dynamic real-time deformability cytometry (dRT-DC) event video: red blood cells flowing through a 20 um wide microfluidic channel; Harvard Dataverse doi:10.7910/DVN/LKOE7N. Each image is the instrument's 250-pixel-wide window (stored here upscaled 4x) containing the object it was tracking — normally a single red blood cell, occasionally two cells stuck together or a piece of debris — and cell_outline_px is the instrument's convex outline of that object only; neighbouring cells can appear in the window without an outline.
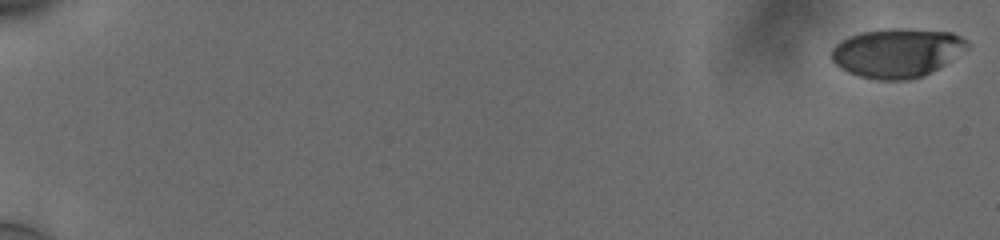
{"species": "human", "species_latin": "Homo sapiens", "temperature_condition": "cold", "stored_images_in_passage": 58, "camera_frame_rate_fps": 3000, "um_per_image_px": 0.085, "donor": {"sex": "male"}, "frame": {"image": 1, "passage_image": 1, "time_ms": 0.0, "image_size_px": [1000, 240], "cell_outline_px": [[972, 44], [968, 48], [944, 64], [924, 76], [908, 80], [876, 80], [860, 76], [848, 72], [840, 68], [832, 60], [832, 48], [840, 40], [848, 36], [860, 32], [888, 28], [900, 28], [952, 32], [968, 40]], "centroid_in_image_um": [76.25, 4.48], "position_along_channel_um": 8.8, "area_um2": 39.02}}
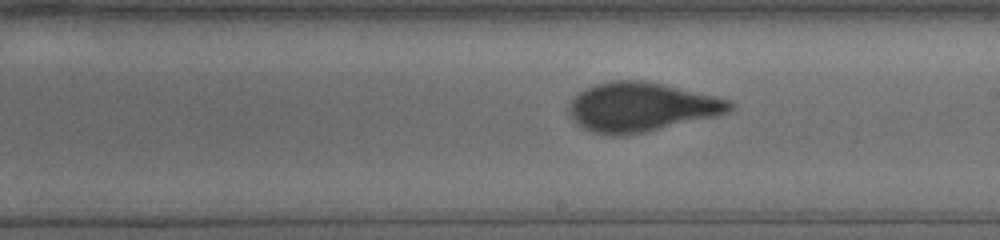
{"frame": {"image": 2, "passage_image": 36, "time_ms": 11.667, "image_size_px": [1000, 240], "cell_outline_px": [[736, 104], [728, 112], [716, 116], [644, 132], [612, 136], [592, 132], [576, 124], [572, 120], [568, 112], [568, 104], [580, 92], [596, 84], [612, 80], [644, 80], [664, 84], [728, 100]], "centroid_in_image_um": [54.47, 9.1], "position_along_channel_um": 234.5, "area_um2": 45.72}}
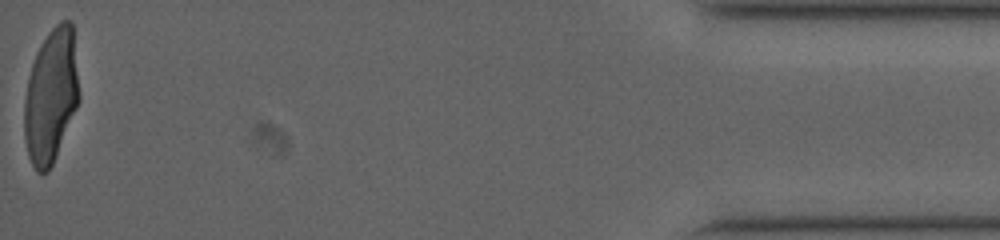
{"frame": {"image": 3, "passage_image": 58, "time_ms": 19.0, "image_size_px": [1000, 240], "cell_outline_px": [[80, 100], [52, 164], [48, 172], [36, 172], [28, 156], [24, 136], [24, 100], [28, 80], [32, 64], [36, 52], [40, 44], [48, 32], [60, 20], [68, 20], [72, 24], [80, 96]], "centroid_in_image_um": [4.33, 8.14], "position_along_channel_um": 430.9, "area_um2": 42.71}, "authors_computed_cell_mechanics": {"area_um2": 43.1188, "velocity_mm_per_s": 3.7624, "shape_relaxation_time_tau1_ms": 5.7285, "shape_relaxation_time_tau2_ms": null, "deformation_change_tau1": 0.2335, "deformation_change_tau2": null}}